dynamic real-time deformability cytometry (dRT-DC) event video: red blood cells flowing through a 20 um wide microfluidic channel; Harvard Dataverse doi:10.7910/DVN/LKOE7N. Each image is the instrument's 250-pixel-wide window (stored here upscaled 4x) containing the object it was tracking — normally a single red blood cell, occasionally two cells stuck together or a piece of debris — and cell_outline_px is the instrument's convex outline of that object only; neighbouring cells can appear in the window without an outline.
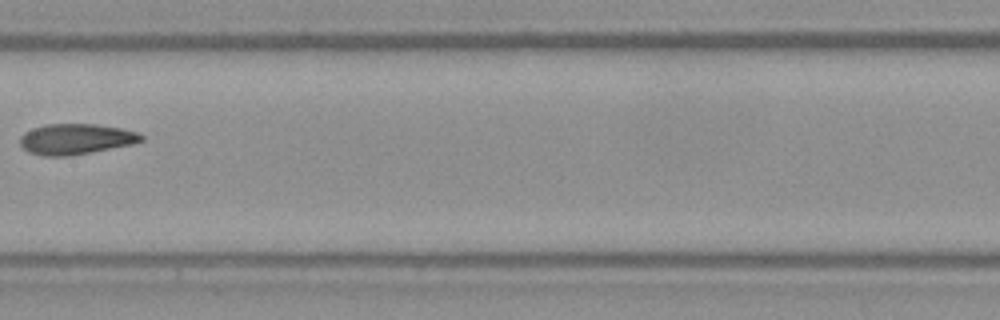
{"species": "Egyptian fruit bat (a non-hibernating species)", "species_latin": "Rousettus aegyptiacus", "temperature_condition": "warm", "stored_images_in_passage": 5, "camera_frame_rate_fps": 3000, "um_per_image_px": 0.085, "frame": {"image": 1, "passage_image": 5, "time_ms": 1.333, "image_size_px": [1000, 320], "cell_outline_px": [[144, 140], [132, 144], [92, 152], [68, 156], [44, 156], [28, 152], [20, 144], [20, 136], [24, 132], [32, 128], [44, 124], [96, 124], [120, 128], [136, 132], [144, 136]], "centroid_in_image_um": [6.42, 11.82], "position_along_channel_um": 201.0, "area_um2": 21.68}}